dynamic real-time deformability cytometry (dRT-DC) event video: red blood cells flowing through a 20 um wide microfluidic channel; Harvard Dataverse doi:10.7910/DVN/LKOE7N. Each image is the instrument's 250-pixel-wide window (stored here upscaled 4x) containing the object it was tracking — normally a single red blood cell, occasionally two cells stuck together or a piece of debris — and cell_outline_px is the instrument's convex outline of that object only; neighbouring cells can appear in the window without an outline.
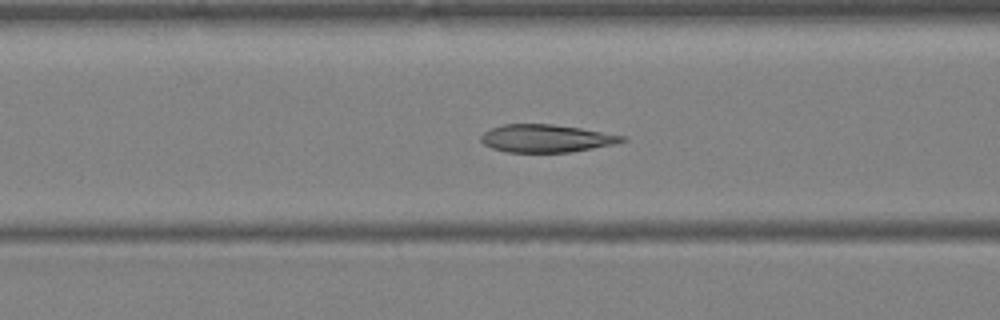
{"species": "Egyptian fruit bat (a non-hibernating species)", "species_latin": "Rousettus aegyptiacus", "temperature_condition": "warm", "stored_images_in_passage": 38, "camera_frame_rate_fps": 3000, "um_per_image_px": 0.085, "animal": {"sex": "female"}, "frame": {"image": 1, "passage_image": 15, "time_ms": 4.667, "image_size_px": [1000, 320], "cell_outline_px": [[628, 140], [612, 144], [572, 152], [504, 152], [492, 148], [484, 144], [480, 140], [480, 136], [484, 132], [492, 128], [504, 124], [552, 124], [580, 128], [628, 136]], "centroid_in_image_um": [46.43, 11.76], "position_along_channel_um": 120.2, "area_um2": 22.83}}
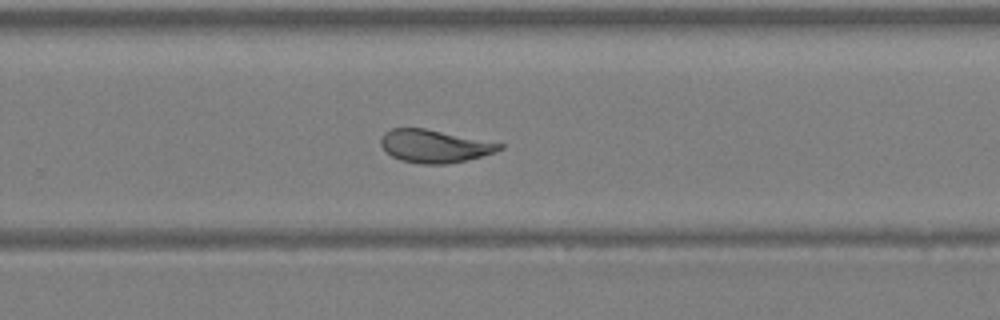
{"frame": {"image": 2, "passage_image": 25, "time_ms": 8.0, "image_size_px": [1000, 320], "cell_outline_px": [[504, 148], [496, 152], [464, 160], [444, 164], [420, 164], [400, 160], [392, 156], [380, 144], [380, 140], [384, 132], [392, 128], [424, 128], [504, 144]], "centroid_in_image_um": [36.91, 12.42], "position_along_channel_um": 292.9, "area_um2": 22.48}}
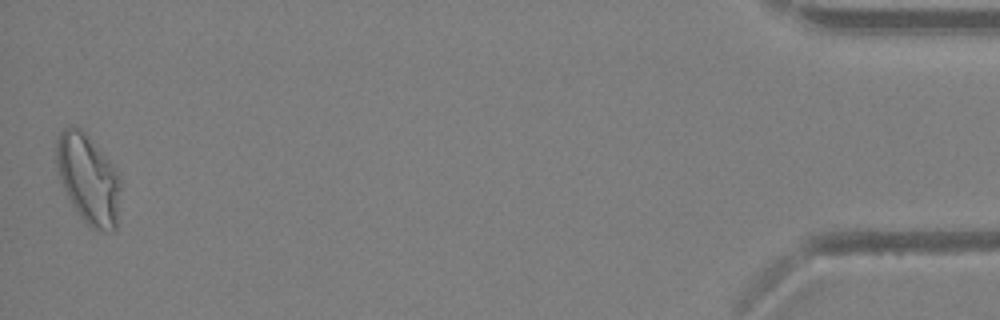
{"frame": {"image": 3, "passage_image": 38, "time_ms": 12.333, "image_size_px": [1000, 320], "cell_outline_px": [[120, 188], [116, 228], [112, 232], [92, 228], [80, 216], [72, 204], [56, 172], [56, 140], [60, 132], [64, 128], [80, 128], [88, 136], [116, 168], [120, 176]], "centroid_in_image_um": [7.5, 15.21], "position_along_channel_um": 427.7, "area_um2": 33.18}}